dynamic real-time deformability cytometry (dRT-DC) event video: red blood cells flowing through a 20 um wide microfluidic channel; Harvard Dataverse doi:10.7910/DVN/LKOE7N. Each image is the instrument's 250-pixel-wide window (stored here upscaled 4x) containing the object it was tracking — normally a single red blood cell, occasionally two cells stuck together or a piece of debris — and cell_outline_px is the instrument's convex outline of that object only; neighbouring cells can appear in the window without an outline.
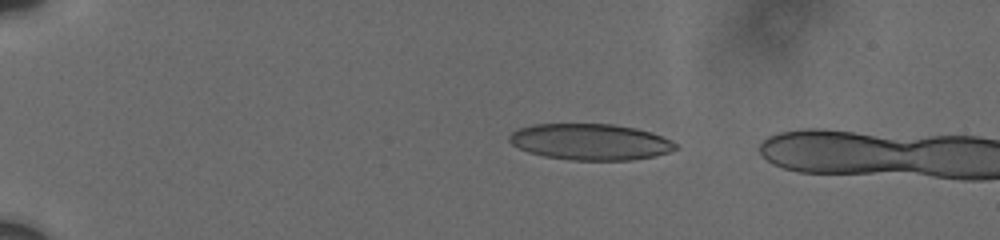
{"species": "human", "species_latin": "Homo sapiens", "temperature_condition": "cold", "stored_images_in_passage": 4, "camera_frame_rate_fps": 3000, "um_per_image_px": 0.085, "donor": {"sex": "male"}, "frame": {"image": 1, "passage_image": 1, "time_ms": 0.0, "image_size_px": [1000, 240], "cell_outline_px": [[680, 148], [656, 156], [632, 160], [568, 160], [544, 156], [528, 152], [512, 144], [508, 140], [508, 136], [516, 128], [532, 124], [612, 124], [636, 128], [652, 132], [672, 140]], "centroid_in_image_um": [50.18, 12.06], "position_along_channel_um": 34.8, "area_um2": 35.43}}